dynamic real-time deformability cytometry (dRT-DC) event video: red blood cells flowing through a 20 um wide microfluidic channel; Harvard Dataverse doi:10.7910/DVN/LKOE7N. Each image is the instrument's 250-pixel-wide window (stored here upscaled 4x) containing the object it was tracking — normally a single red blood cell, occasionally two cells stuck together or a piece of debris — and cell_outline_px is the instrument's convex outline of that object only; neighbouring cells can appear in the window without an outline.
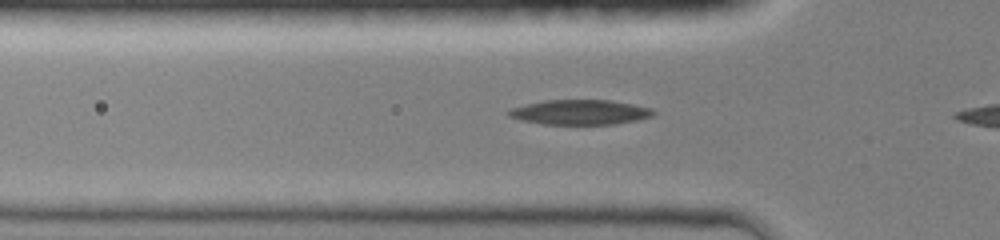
{"species": "common noctule bat (a hibernating species)", "species_latin": "Nyctalus noctula", "temperature_condition": "room temperature", "stored_images_in_passage": 13, "camera_frame_rate_fps": 3000, "um_per_image_px": 0.085, "animal": {"sex": "female", "body_mass_g": 19.0, "forearm_length_mm": 51.5}, "frame": {"image": 1, "passage_image": 2, "time_ms": 0.333, "image_size_px": [1000, 240], "cell_outline_px": [[656, 112], [652, 116], [636, 120], [616, 124], [544, 124], [520, 120], [508, 116], [504, 112], [512, 108], [544, 100], [612, 100], [652, 108]], "centroid_in_image_um": [49.3, 9.54], "position_along_channel_um": 76.5, "area_um2": 20.98}}
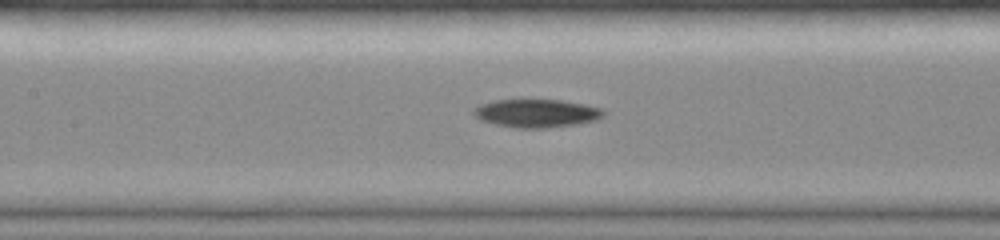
{"frame": {"image": 2, "passage_image": 8, "time_ms": 2.333, "image_size_px": [1000, 240], "cell_outline_px": [[604, 116], [596, 120], [576, 124], [548, 128], [516, 128], [496, 124], [480, 120], [472, 112], [480, 104], [492, 100], [560, 100], [584, 104], [604, 108]], "centroid_in_image_um": [45.63, 9.63], "position_along_channel_um": 161.8, "area_um2": 21.33}}
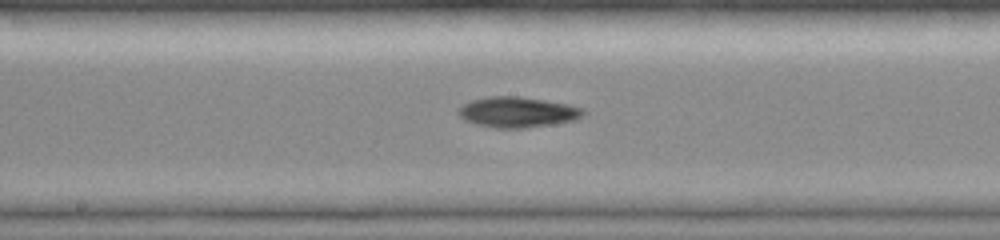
{"frame": {"image": 3, "passage_image": 11, "time_ms": 3.333, "image_size_px": [1000, 240], "cell_outline_px": [[588, 112], [576, 120], [556, 124], [524, 128], [492, 128], [476, 124], [464, 120], [456, 112], [460, 104], [472, 100], [488, 96], [516, 96], [544, 100], [568, 104], [584, 108]], "centroid_in_image_um": [43.99, 9.54], "position_along_channel_um": 204.2, "area_um2": 22.6}}